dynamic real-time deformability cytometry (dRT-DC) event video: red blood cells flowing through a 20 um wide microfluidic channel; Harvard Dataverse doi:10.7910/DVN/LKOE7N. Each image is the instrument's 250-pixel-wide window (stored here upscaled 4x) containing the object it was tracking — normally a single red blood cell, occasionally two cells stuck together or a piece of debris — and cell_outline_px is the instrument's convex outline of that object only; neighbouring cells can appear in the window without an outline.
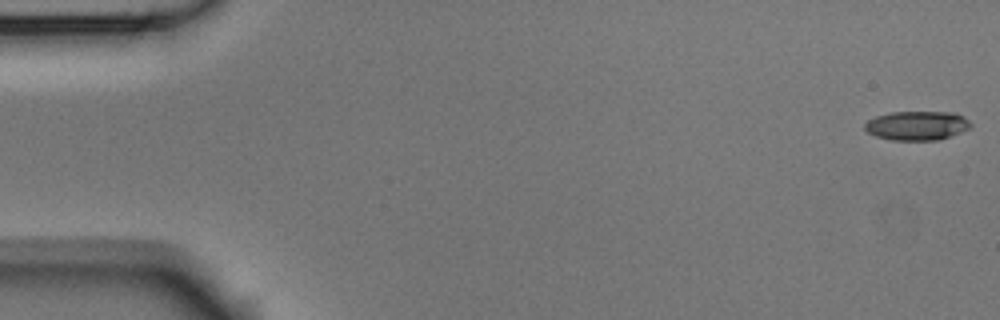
{"species": "Egyptian fruit bat (a non-hibernating species)", "species_latin": "Rousettus aegyptiacus", "temperature_condition": "room temperature", "stored_images_in_passage": 54, "camera_frame_rate_fps": 3000, "um_per_image_px": 0.085, "animal": {"sex": "male"}, "frame": {"image": 1, "passage_image": 1, "time_ms": 0.0, "image_size_px": [1000, 320], "cell_outline_px": [[972, 124], [968, 128], [960, 132], [940, 140], [892, 140], [876, 136], [868, 132], [864, 128], [864, 124], [868, 120], [876, 116], [892, 112], [956, 112], [964, 116]], "centroid_in_image_um": [77.95, 10.67], "position_along_channel_um": 7.1, "area_um2": 17.98}}
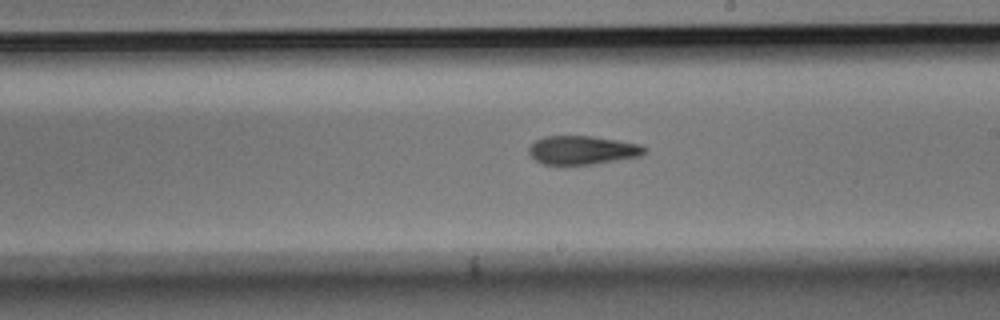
{"frame": {"image": 2, "passage_image": 31, "time_ms": 10.0, "image_size_px": [1000, 320], "cell_outline_px": [[648, 152], [640, 156], [592, 164], [544, 164], [536, 160], [528, 152], [528, 148], [536, 140], [544, 136], [592, 136], [644, 144], [648, 148]], "centroid_in_image_um": [49.57, 12.74], "position_along_channel_um": 239.4, "area_um2": 19.36}}
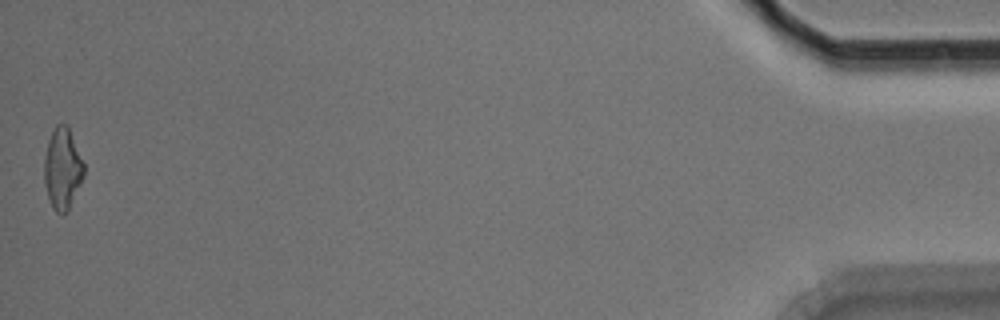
{"frame": {"image": 3, "passage_image": 54, "time_ms": 17.667, "image_size_px": [1000, 320], "cell_outline_px": [[84, 176], [68, 208], [64, 212], [56, 212], [52, 208], [44, 184], [44, 160], [48, 140], [56, 124], [68, 124], [84, 164]], "centroid_in_image_um": [5.3, 14.28], "position_along_channel_um": 429.9, "area_um2": 18.55}, "authors_computed_cell_mechanics": {"area_um2": 19.1607, "velocity_mm_per_s": 3.7272, "shape_relaxation_time_tau1_ms": 5.4364, "shape_relaxation_time_tau2_ms": 5.9687, "deformation_change_tau1": 0.1845, "deformation_change_tau2": 0.1438}}